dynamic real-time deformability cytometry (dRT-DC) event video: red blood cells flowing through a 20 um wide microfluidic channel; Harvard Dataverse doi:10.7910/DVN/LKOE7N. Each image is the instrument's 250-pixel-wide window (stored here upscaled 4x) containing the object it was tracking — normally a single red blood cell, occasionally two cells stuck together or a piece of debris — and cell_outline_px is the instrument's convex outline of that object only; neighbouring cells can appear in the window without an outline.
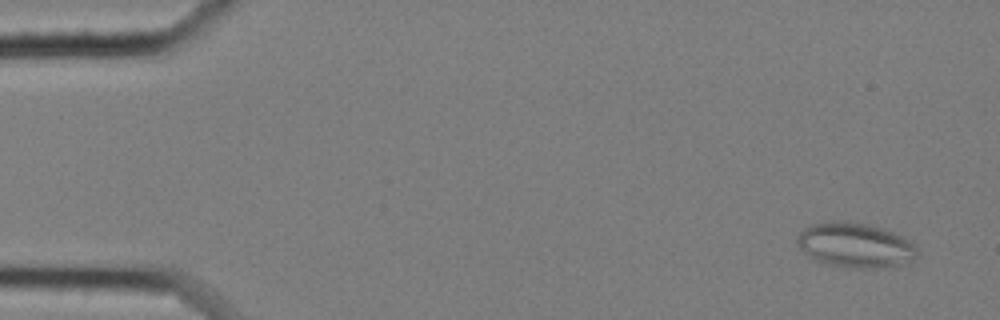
{"species": "common noctule bat (a hibernating species)", "species_latin": "Nyctalus noctula", "temperature_condition": "cold", "stored_images_in_passage": 59, "segment_of_instrument_passage": [1, 2], "camera_frame_rate_fps": 3000, "um_per_image_px": 0.085, "animal": {"sex": "female", "body_mass_g": 25.1}, "frame": {"image": 1, "passage_image": 4, "time_ms": 1.0, "image_size_px": [1000, 320], "cell_outline_px": [[920, 252], [912, 260], [900, 264], [884, 268], [852, 268], [820, 264], [808, 256], [796, 244], [796, 236], [808, 224], [824, 220], [840, 220], [868, 224], [884, 228], [908, 240]], "centroid_in_image_um": [72.61, 20.83], "position_along_channel_um": 12.4, "area_um2": 31.96}}